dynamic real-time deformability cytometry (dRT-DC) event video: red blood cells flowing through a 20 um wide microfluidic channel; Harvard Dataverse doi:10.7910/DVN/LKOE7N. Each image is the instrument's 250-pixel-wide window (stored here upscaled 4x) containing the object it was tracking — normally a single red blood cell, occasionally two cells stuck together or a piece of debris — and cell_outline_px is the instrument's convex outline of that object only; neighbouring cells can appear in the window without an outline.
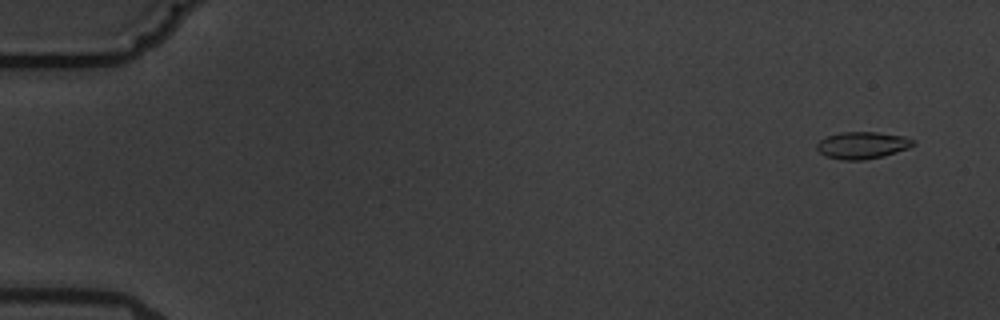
{"species": "common noctule bat (a hibernating species)", "species_latin": "Nyctalus noctula", "temperature_condition": "warm", "stored_images_in_passage": 5, "camera_frame_rate_fps": 3000, "um_per_image_px": 0.085, "animal": {"sex": "male", "body_mass_g": 19.5, "forearm_length_mm": 54.6}, "frame": {"image": 1, "passage_image": 1, "time_ms": 0.0, "image_size_px": [1000, 320], "cell_outline_px": [[916, 144], [908, 148], [884, 156], [864, 160], [840, 160], [824, 156], [816, 148], [816, 144], [820, 140], [828, 136], [840, 132], [876, 132], [904, 136], [916, 140]], "centroid_in_image_um": [73.3, 12.35], "position_along_channel_um": 11.7, "area_um2": 15.32}}
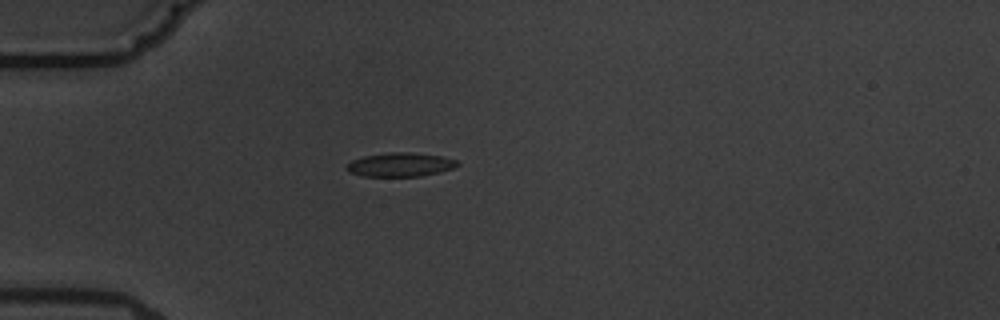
{"frame": {"image": 2, "passage_image": 5, "time_ms": 4.667, "image_size_px": [1000, 320], "cell_outline_px": [[460, 164], [452, 168], [440, 172], [420, 176], [360, 176], [348, 172], [348, 164], [352, 160], [364, 156], [392, 152], [408, 152], [440, 156], [456, 160]], "centroid_in_image_um": [34.02, 14.0], "position_along_channel_um": 51.0, "area_um2": 15.2}}